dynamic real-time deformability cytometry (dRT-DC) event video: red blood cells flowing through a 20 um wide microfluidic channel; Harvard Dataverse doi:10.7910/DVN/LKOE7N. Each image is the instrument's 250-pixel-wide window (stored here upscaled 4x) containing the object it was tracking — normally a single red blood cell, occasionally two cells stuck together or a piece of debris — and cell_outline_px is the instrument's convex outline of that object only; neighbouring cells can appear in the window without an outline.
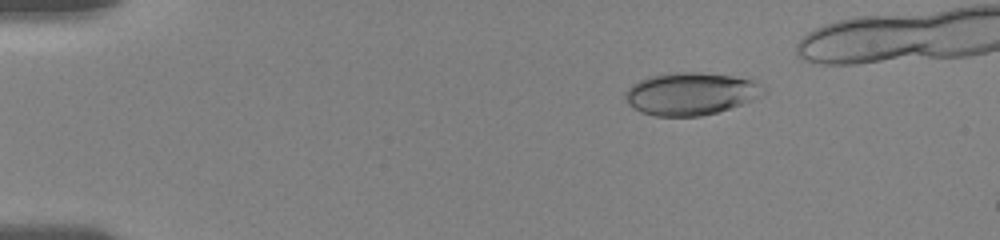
{"species": "human", "species_latin": "Homo sapiens", "temperature_condition": "room temperature", "stored_images_in_passage": 10, "camera_frame_rate_fps": 3000, "um_per_image_px": 0.085, "donor": {"sex": "female"}, "frame": {"image": 1, "passage_image": 6, "time_ms": 2.667, "image_size_px": [1000, 240], "cell_outline_px": [[764, 92], [740, 104], [716, 112], [700, 116], [656, 116], [640, 112], [628, 104], [624, 96], [624, 92], [632, 84], [648, 76], [676, 72], [700, 72], [732, 76], [752, 80], [760, 84], [764, 88]], "centroid_in_image_um": [58.62, 7.96], "position_along_channel_um": 26.4, "area_um2": 33.81}}